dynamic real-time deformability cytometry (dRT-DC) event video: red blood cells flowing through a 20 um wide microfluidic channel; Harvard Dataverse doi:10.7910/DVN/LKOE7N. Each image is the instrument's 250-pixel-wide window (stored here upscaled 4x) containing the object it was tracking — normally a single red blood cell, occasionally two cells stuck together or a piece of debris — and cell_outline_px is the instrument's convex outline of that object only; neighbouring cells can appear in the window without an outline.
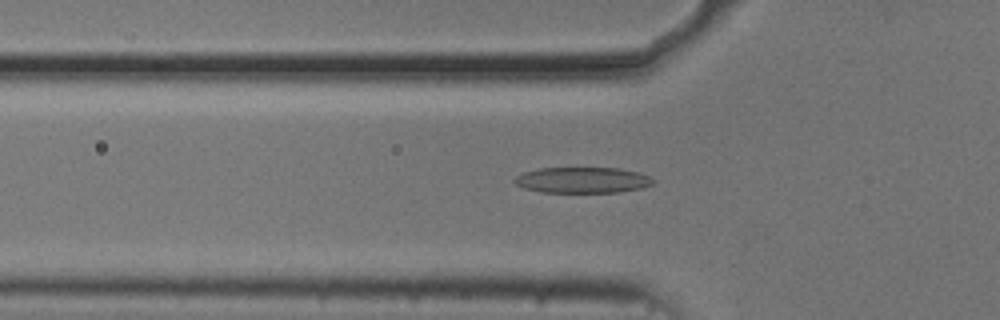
{"species": "common noctule bat (a hibernating species)", "species_latin": "Nyctalus noctula", "temperature_condition": "cold", "stored_images_in_passage": 42, "camera_frame_rate_fps": 3000, "um_per_image_px": 0.085, "animal": {"sex": "male", "body_mass_g": 20.5, "forearm_length_mm": 52.5}, "frame": {"image": 1, "passage_image": 5, "time_ms": 1.333, "image_size_px": [1000, 320], "cell_outline_px": [[656, 180], [652, 184], [640, 188], [616, 192], [540, 192], [524, 188], [516, 184], [512, 180], [516, 176], [524, 172], [540, 168], [620, 168], [640, 172]], "centroid_in_image_um": [49.5, 15.3], "position_along_channel_um": 76.3, "area_um2": 20.87}}
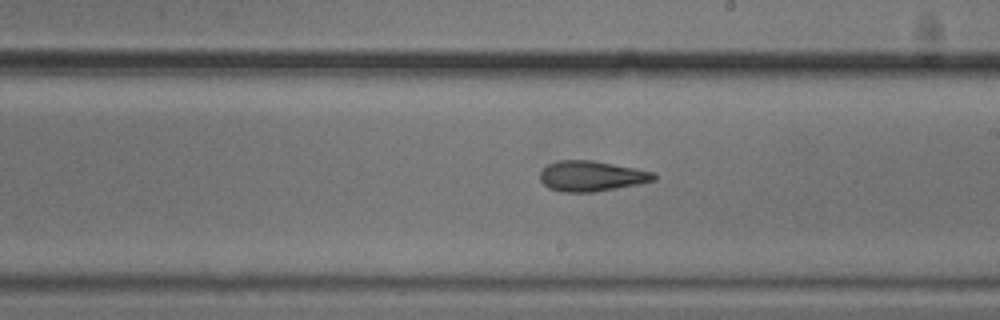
{"frame": {"image": 2, "passage_image": 18, "time_ms": 5.667, "image_size_px": [1000, 320], "cell_outline_px": [[656, 180], [596, 192], [560, 192], [548, 188], [540, 180], [540, 172], [548, 164], [560, 160], [592, 160], [636, 168], [656, 172]], "centroid_in_image_um": [50.27, 14.97], "position_along_channel_um": 238.7, "area_um2": 20.23}}
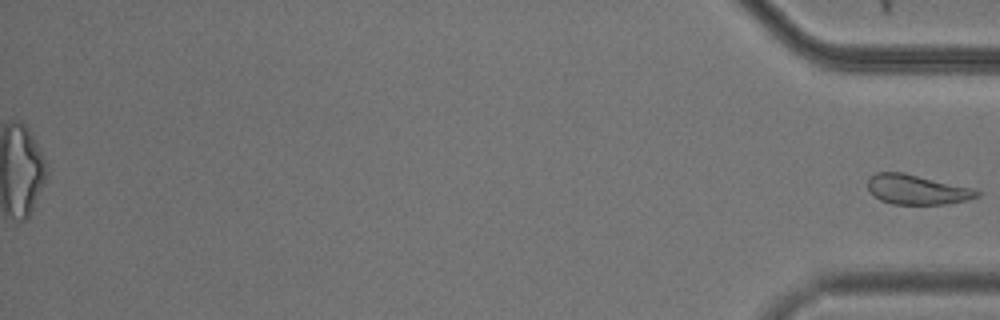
{"frame": {"image": 3, "passage_image": 42, "time_ms": 13.667, "image_size_px": [1000, 320], "cell_outline_px": [[984, 192], [980, 196], [968, 200], [944, 204], [892, 204], [880, 200], [872, 196], [868, 192], [868, 176], [876, 172], [904, 172], [972, 188]], "centroid_in_image_um": [77.92, 16.11], "position_along_channel_um": 357.3, "area_um2": 19.25}}